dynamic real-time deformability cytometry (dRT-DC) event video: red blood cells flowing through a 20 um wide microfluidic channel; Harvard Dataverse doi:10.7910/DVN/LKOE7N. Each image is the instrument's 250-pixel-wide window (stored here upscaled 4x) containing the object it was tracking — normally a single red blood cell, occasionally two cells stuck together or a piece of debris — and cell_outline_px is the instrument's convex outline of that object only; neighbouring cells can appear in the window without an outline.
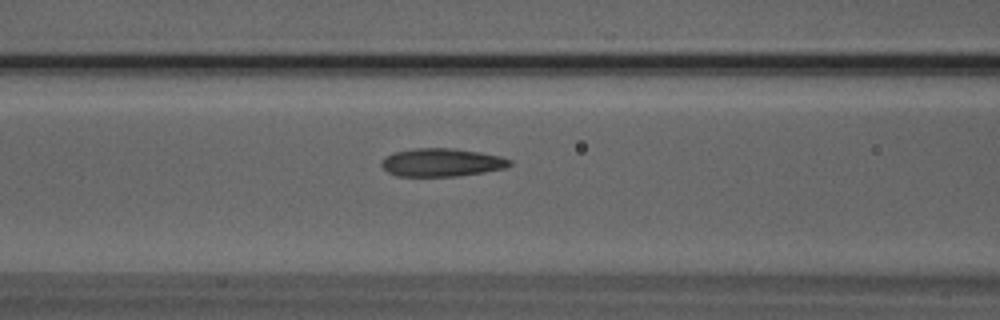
{"species": "Egyptian fruit bat (a non-hibernating species)", "species_latin": "Rousettus aegyptiacus", "temperature_condition": "room temperature", "stored_images_in_passage": 37, "camera_frame_rate_fps": 3000, "um_per_image_px": 0.085, "animal": {"sex": "male"}, "frame": {"image": 1, "passage_image": 19, "time_ms": 6.0, "image_size_px": [1000, 320], "cell_outline_px": [[512, 164], [504, 168], [484, 172], [460, 176], [396, 176], [388, 172], [380, 164], [384, 156], [392, 152], [416, 148], [452, 148], [480, 152], [500, 156], [512, 160]], "centroid_in_image_um": [37.52, 13.8], "position_along_channel_um": 129.1, "area_um2": 21.15}}
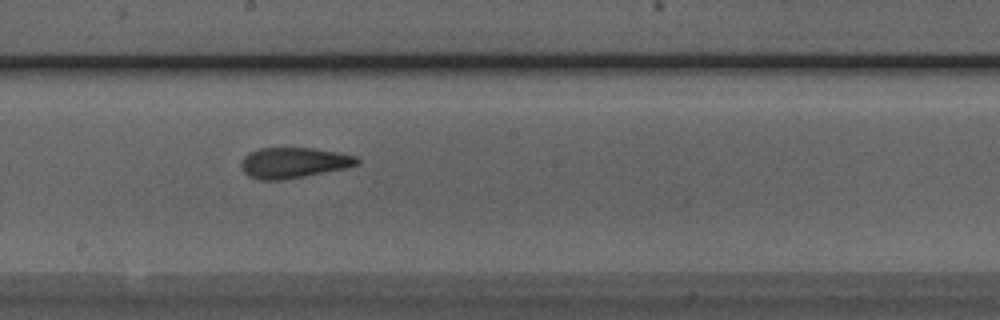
{"frame": {"image": 2, "passage_image": 26, "time_ms": 8.333, "image_size_px": [1000, 320], "cell_outline_px": [[360, 164], [344, 168], [284, 180], [260, 180], [248, 176], [240, 168], [240, 164], [244, 156], [248, 152], [260, 148], [316, 148], [340, 152], [356, 156], [360, 160]], "centroid_in_image_um": [24.94, 13.82], "position_along_channel_um": 223.3, "area_um2": 20.87}}